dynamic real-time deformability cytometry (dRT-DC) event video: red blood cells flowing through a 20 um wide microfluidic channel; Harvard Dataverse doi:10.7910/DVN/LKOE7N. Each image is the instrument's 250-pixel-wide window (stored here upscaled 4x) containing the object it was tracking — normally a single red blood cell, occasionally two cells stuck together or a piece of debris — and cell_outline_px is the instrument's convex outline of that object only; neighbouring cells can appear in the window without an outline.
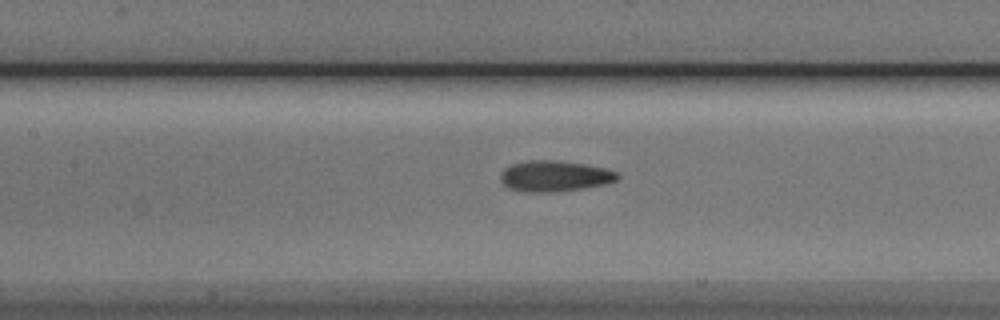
{"species": "Egyptian fruit bat (a non-hibernating species)", "species_latin": "Rousettus aegyptiacus", "temperature_condition": "cold", "stored_images_in_passage": 32, "camera_frame_rate_fps": 3000, "um_per_image_px": 0.085, "animal": {"sex": "male"}, "frame": {"image": 1, "passage_image": 13, "time_ms": 4.0, "image_size_px": [1000, 320], "cell_outline_px": [[620, 176], [616, 180], [604, 184], [580, 188], [552, 192], [524, 192], [508, 188], [500, 180], [500, 172], [504, 168], [512, 164], [528, 160], [556, 160], [584, 164], [604, 168], [616, 172]], "centroid_in_image_um": [47.08, 14.96], "position_along_channel_um": 160.3, "area_um2": 20.92}}
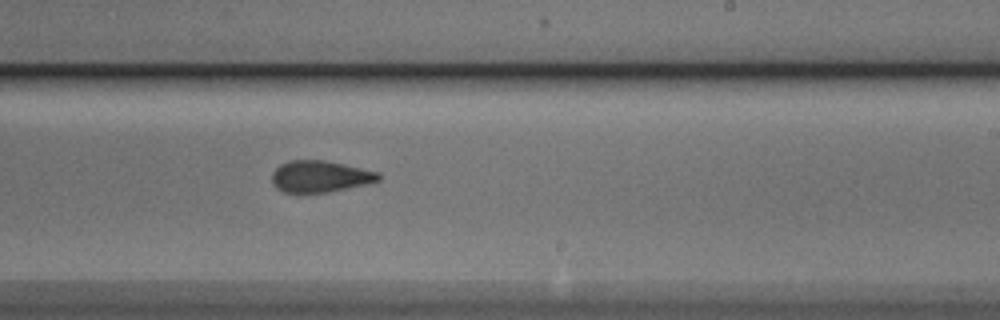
{"frame": {"image": 2, "passage_image": 21, "time_ms": 6.667, "image_size_px": [1000, 320], "cell_outline_px": [[380, 180], [368, 184], [328, 192], [284, 192], [276, 188], [272, 184], [272, 172], [280, 164], [288, 160], [324, 160], [344, 164], [380, 172]], "centroid_in_image_um": [27.21, 14.99], "position_along_channel_um": 261.8, "area_um2": 19.71}}
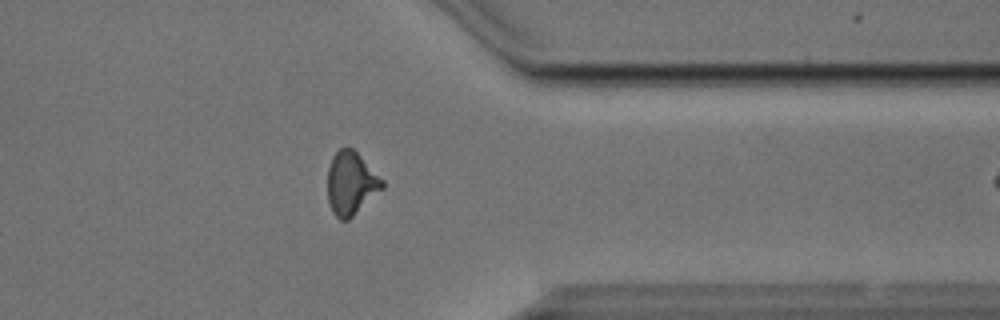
{"frame": {"image": 3, "passage_image": 31, "time_ms": 10.0, "image_size_px": [1000, 320], "cell_outline_px": [[384, 188], [348, 220], [340, 220], [332, 212], [328, 200], [328, 168], [332, 156], [340, 148], [352, 148], [384, 180]], "centroid_in_image_um": [29.84, 15.59], "position_along_channel_um": 381.6, "area_um2": 20.0}}